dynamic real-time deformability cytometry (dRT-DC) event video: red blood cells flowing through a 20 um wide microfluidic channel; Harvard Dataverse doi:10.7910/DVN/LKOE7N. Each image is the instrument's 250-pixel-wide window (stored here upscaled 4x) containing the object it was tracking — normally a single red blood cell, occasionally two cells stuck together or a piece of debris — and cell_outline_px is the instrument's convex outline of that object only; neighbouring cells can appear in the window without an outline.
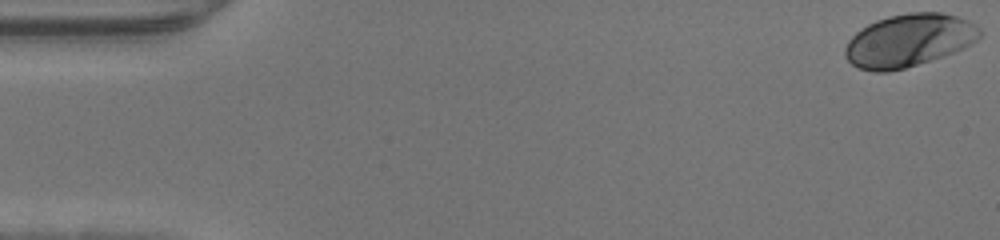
{"species": "human", "species_latin": "Homo sapiens", "temperature_condition": "warm", "stored_images_in_passage": 47, "camera_frame_rate_fps": 3000, "um_per_image_px": 0.085, "donor": {"sex": "male"}, "frame": {"image": 1, "passage_image": 1, "time_ms": 0.0, "image_size_px": [1000, 240], "cell_outline_px": [[980, 36], [972, 44], [952, 52], [904, 68], [888, 72], [876, 72], [860, 68], [852, 64], [844, 56], [844, 48], [848, 40], [860, 28], [876, 20], [888, 16], [908, 12], [940, 12], [956, 16], [968, 20], [980, 28]], "centroid_in_image_um": [77.21, 3.42], "position_along_channel_um": 7.8, "area_um2": 41.15}}
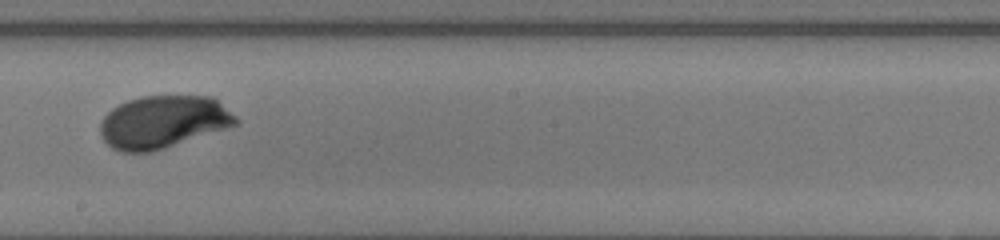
{"frame": {"image": 2, "passage_image": 27, "time_ms": 8.667, "image_size_px": [1000, 240], "cell_outline_px": [[240, 124], [228, 128], [152, 152], [120, 152], [112, 148], [100, 136], [100, 120], [112, 108], [128, 100], [140, 96], [212, 96], [236, 116], [240, 120]], "centroid_in_image_um": [13.87, 10.37], "position_along_channel_um": 234.3, "area_um2": 41.79}}
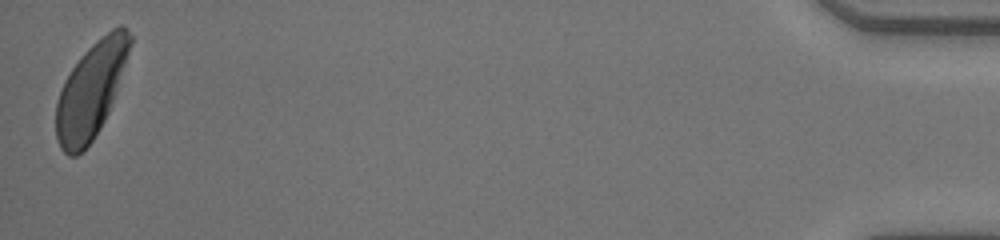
{"frame": {"image": 3, "passage_image": 47, "time_ms": 15.333, "image_size_px": [1000, 240], "cell_outline_px": [[132, 44], [108, 112], [100, 128], [92, 140], [76, 156], [68, 156], [60, 148], [56, 136], [56, 104], [60, 92], [72, 68], [80, 56], [92, 44], [112, 28], [120, 24], [124, 24], [128, 28], [132, 36]], "centroid_in_image_um": [7.74, 7.65], "position_along_channel_um": 427.5, "area_um2": 40.46}}